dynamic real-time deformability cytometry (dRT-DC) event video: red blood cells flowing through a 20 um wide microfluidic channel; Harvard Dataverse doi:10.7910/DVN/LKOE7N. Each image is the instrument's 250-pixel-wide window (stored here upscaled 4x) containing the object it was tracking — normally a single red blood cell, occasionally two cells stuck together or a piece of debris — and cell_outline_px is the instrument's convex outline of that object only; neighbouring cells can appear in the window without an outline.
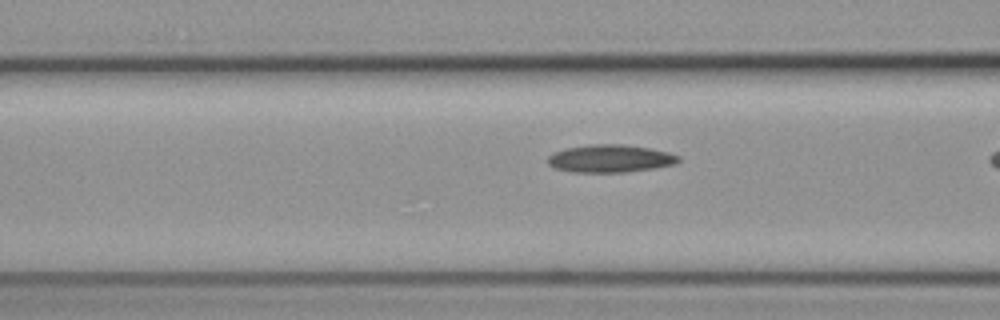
{"species": "common noctule bat (a hibernating species)", "species_latin": "Nyctalus noctula", "temperature_condition": "cold", "stored_images_in_passage": 19, "camera_frame_rate_fps": 3000, "um_per_image_px": 0.085, "animal": {"sex": "female", "body_mass_g": 19.3, "forearm_length_mm": 54.1}, "frame": {"image": 1, "passage_image": 18, "time_ms": 5.667, "image_size_px": [1000, 320], "cell_outline_px": [[680, 160], [676, 164], [656, 168], [624, 172], [572, 172], [556, 168], [548, 164], [548, 156], [552, 152], [568, 148], [588, 144], [624, 144], [648, 148], [668, 152], [680, 156]], "centroid_in_image_um": [51.88, 13.47], "position_along_channel_um": 114.7, "area_um2": 21.15}}